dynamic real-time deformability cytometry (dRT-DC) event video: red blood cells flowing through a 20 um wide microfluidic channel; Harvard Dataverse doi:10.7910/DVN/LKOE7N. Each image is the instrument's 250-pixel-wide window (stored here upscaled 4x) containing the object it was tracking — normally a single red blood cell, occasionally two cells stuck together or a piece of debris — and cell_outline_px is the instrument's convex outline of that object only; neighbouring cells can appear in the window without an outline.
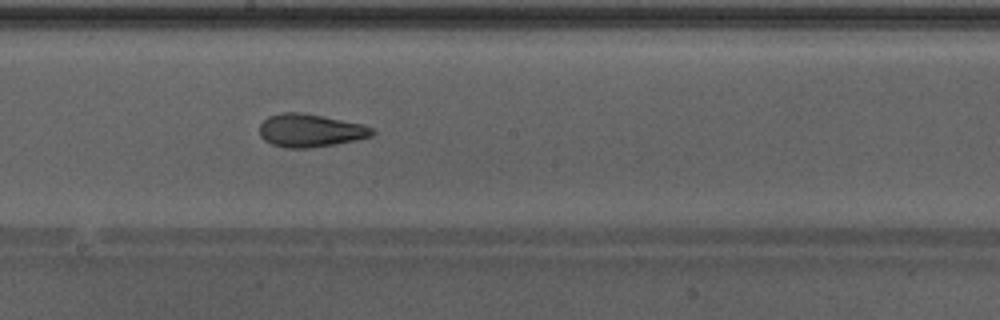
{"species": "Egyptian fruit bat (a non-hibernating species)", "species_latin": "Rousettus aegyptiacus", "temperature_condition": "warm", "stored_images_in_passage": 33, "camera_frame_rate_fps": 3000, "um_per_image_px": 0.085, "animal": {"sex": "male"}, "frame": {"image": 1, "passage_image": 15, "time_ms": 4.667, "image_size_px": [1000, 320], "cell_outline_px": [[376, 132], [372, 136], [356, 140], [308, 148], [284, 148], [272, 144], [264, 140], [260, 136], [260, 124], [268, 116], [280, 112], [300, 112], [324, 116], [364, 124], [372, 128]], "centroid_in_image_um": [26.37, 11.08], "position_along_channel_um": 221.8, "area_um2": 21.79}, "authors_computed_cell_mechanics": {"area_um2": 22.0218, "velocity_mm_per_s": 4.3084, "shape_relaxation_time_tau1_ms": 4.6185, "shape_relaxation_time_tau2_ms": 1.6859, "deformation_change_tau1": 0.1442, "deformation_change_tau2": 0.0951}}